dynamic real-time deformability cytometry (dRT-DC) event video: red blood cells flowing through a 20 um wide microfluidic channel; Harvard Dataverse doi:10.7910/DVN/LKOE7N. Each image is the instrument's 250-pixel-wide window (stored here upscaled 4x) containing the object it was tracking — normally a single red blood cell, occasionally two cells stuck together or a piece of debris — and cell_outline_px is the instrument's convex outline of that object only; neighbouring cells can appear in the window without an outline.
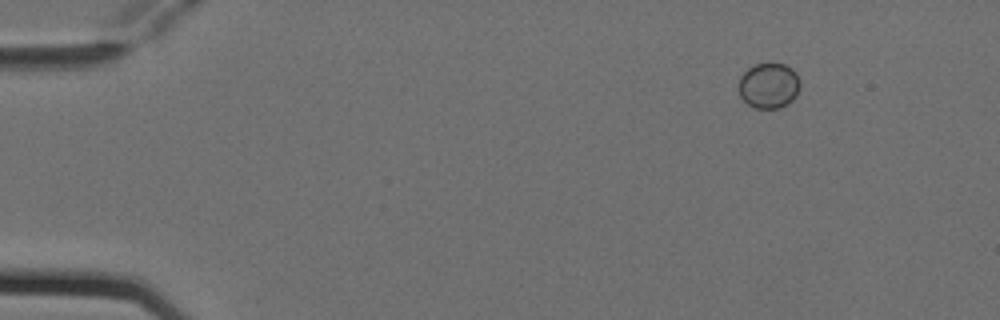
{"species": "Egyptian fruit bat (a non-hibernating species)", "species_latin": "Rousettus aegyptiacus", "temperature_condition": "cold", "stored_images_in_passage": 3, "camera_frame_rate_fps": 3000, "um_per_image_px": 0.085, "animal": {"sex": "female"}, "frame": {"image": 1, "passage_image": 3, "time_ms": 0.667, "image_size_px": [1000, 320], "cell_outline_px": [[800, 84], [796, 96], [788, 104], [780, 108], [756, 108], [748, 104], [740, 96], [740, 76], [748, 68], [756, 64], [784, 64], [792, 68], [796, 72], [800, 80]], "centroid_in_image_um": [65.38, 7.28], "position_along_channel_um": 19.6, "area_um2": 16.18}}